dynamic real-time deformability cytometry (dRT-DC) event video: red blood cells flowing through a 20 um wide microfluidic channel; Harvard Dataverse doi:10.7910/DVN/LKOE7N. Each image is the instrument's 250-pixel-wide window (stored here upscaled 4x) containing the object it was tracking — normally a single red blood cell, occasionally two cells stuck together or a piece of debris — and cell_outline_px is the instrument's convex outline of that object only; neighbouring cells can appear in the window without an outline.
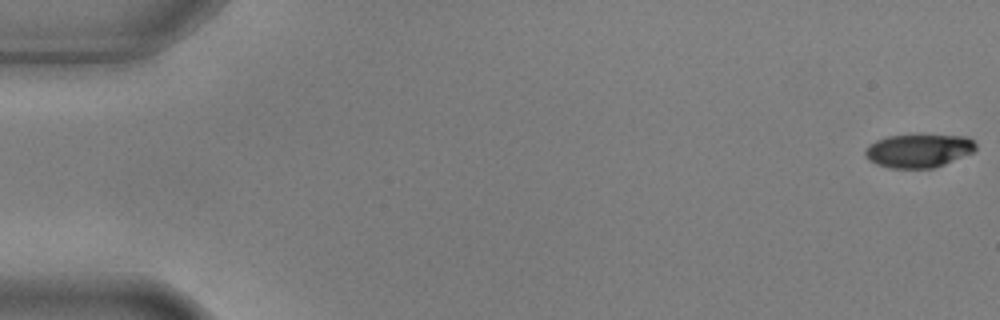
{"species": "common noctule bat (a hibernating species)", "species_latin": "Nyctalus noctula", "temperature_condition": "warm", "stored_images_in_passage": 8, "camera_frame_rate_fps": 3000, "um_per_image_px": 0.085, "animal": {"sex": "male", "body_mass_g": 17.9, "forearm_length_mm": 54.2}, "frame": {"image": 1, "passage_image": 1, "time_ms": 0.0, "image_size_px": [1000, 320], "cell_outline_px": [[976, 148], [972, 152], [944, 164], [932, 168], [888, 168], [876, 164], [868, 160], [864, 156], [864, 152], [868, 144], [876, 140], [888, 136], [968, 136], [976, 144]], "centroid_in_image_um": [78.02, 12.82], "position_along_channel_um": 7.0, "area_um2": 21.27}}
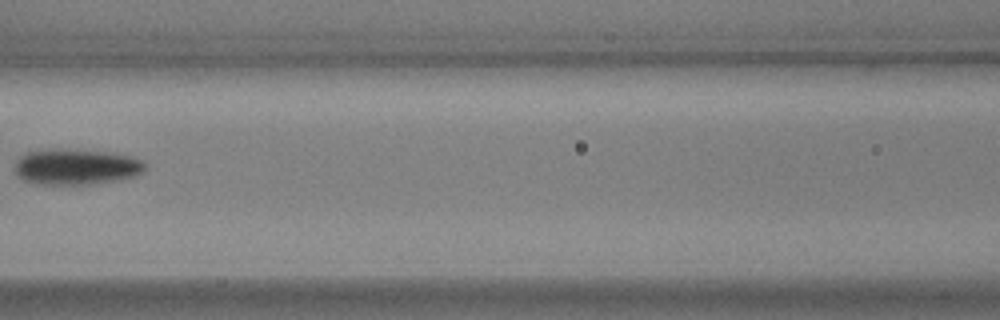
{"frame": {"image": 2, "passage_image": 7, "time_ms": 2.0, "image_size_px": [1000, 320], "cell_outline_px": [[148, 164], [144, 172], [136, 176], [120, 180], [96, 184], [36, 184], [24, 180], [16, 176], [12, 168], [16, 160], [20, 156], [28, 152], [108, 152], [128, 156], [140, 160]], "centroid_in_image_um": [6.5, 14.25], "position_along_channel_um": 160.1, "area_um2": 26.47}}
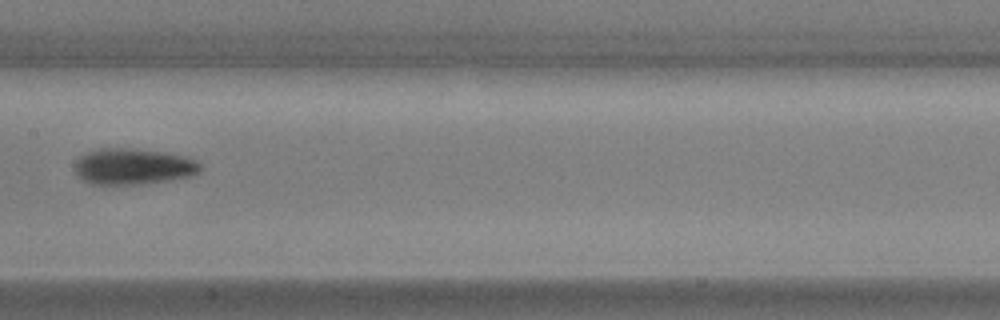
{"frame": {"image": 3, "passage_image": 8, "time_ms": 2.333, "image_size_px": [1000, 320], "cell_outline_px": [[204, 168], [200, 172], [192, 176], [172, 180], [148, 184], [88, 184], [76, 176], [76, 164], [80, 156], [88, 152], [100, 148], [136, 148], [164, 152], [184, 156], [196, 160]], "centroid_in_image_um": [11.36, 14.16], "position_along_channel_um": 196.0, "area_um2": 26.82}}